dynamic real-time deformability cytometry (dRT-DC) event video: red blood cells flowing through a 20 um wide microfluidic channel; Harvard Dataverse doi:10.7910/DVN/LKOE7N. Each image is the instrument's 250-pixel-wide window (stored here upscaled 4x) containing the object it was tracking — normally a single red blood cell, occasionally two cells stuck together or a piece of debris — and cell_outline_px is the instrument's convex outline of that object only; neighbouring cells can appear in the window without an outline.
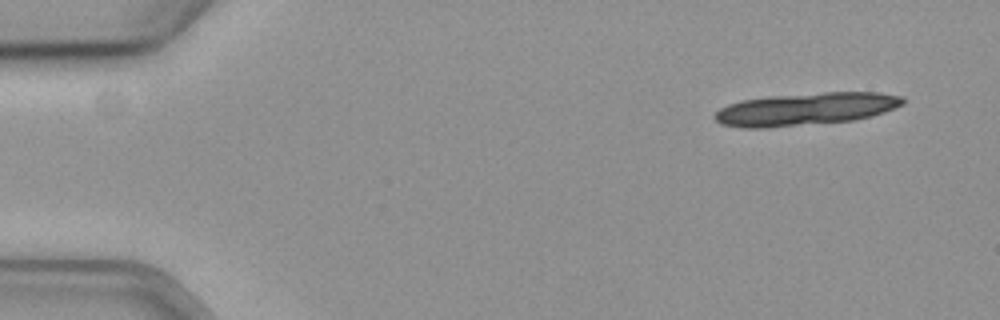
{"species": "common noctule bat (a hibernating species)", "species_latin": "Nyctalus noctula", "temperature_condition": "cold", "stored_images_in_passage": 18, "camera_frame_rate_fps": 3000, "um_per_image_px": 0.085, "animal": {"sex": "female", "body_mass_g": 19.3, "forearm_length_mm": 54.1}, "frame": {"image": 1, "passage_image": 1, "time_ms": 0.0, "image_size_px": [1000, 320], "cell_outline_px": [[904, 104], [884, 112], [872, 116], [852, 120], [764, 128], [744, 128], [720, 124], [712, 116], [720, 108], [728, 104], [740, 100], [768, 96], [824, 92], [880, 92], [900, 96], [904, 100]], "centroid_in_image_um": [68.45, 9.26], "position_along_channel_um": 16.6, "area_um2": 35.72}}